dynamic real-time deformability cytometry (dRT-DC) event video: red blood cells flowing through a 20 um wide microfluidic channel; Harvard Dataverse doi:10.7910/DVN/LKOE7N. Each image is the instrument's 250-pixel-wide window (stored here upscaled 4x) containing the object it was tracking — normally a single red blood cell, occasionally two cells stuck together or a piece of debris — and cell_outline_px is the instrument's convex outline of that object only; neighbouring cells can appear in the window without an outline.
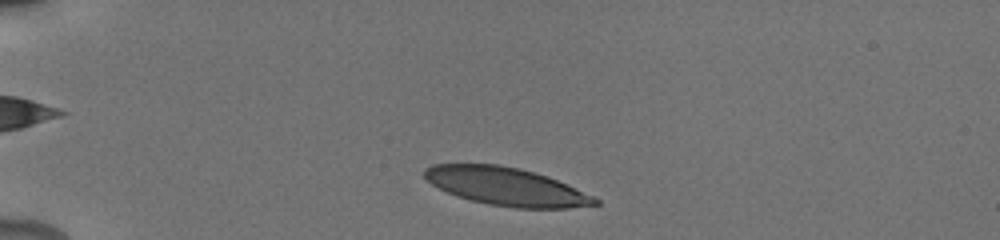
{"species": "human", "species_latin": "Homo sapiens", "temperature_condition": "cold", "stored_images_in_passage": 56, "camera_frame_rate_fps": 3000, "um_per_image_px": 0.085, "donor": {"sex": "male"}, "frame": {"image": 1, "passage_image": 3, "time_ms": 0.667, "image_size_px": [1000, 240], "cell_outline_px": [[600, 204], [568, 208], [516, 208], [488, 204], [456, 196], [432, 184], [424, 176], [424, 168], [432, 164], [500, 164], [520, 168], [556, 180], [592, 196], [600, 200]], "centroid_in_image_um": [42.99, 15.85], "position_along_channel_um": 42.0, "area_um2": 37.28}}
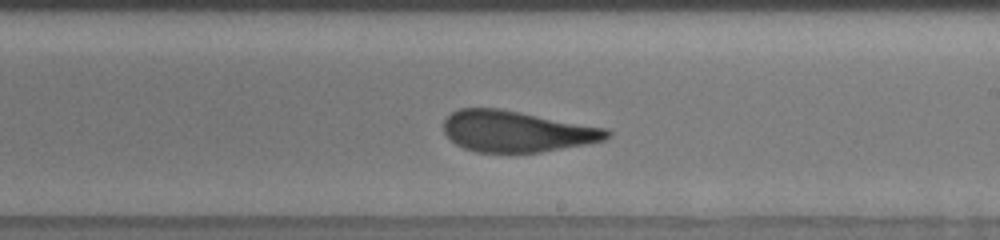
{"frame": {"image": 2, "passage_image": 33, "time_ms": 7.333, "image_size_px": [1000, 240], "cell_outline_px": [[612, 132], [604, 140], [588, 144], [516, 156], [476, 152], [464, 148], [456, 144], [444, 132], [444, 120], [452, 112], [460, 108], [500, 108], [608, 128]], "centroid_in_image_um": [43.93, 11.2], "position_along_channel_um": 245.1, "area_um2": 40.11}}
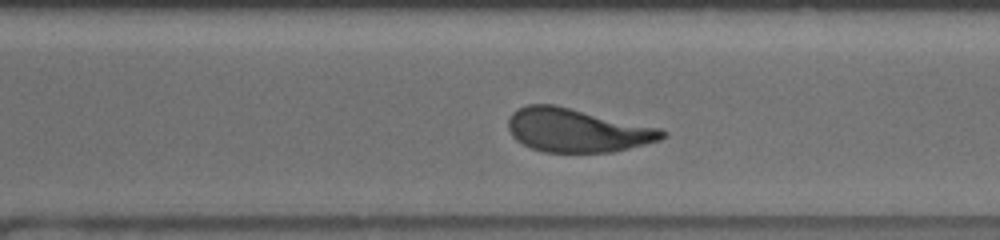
{"frame": {"image": 3, "passage_image": 42, "time_ms": 9.333, "image_size_px": [1000, 240], "cell_outline_px": [[668, 132], [660, 140], [612, 152], [544, 152], [532, 148], [516, 140], [512, 136], [508, 128], [508, 120], [512, 112], [528, 104], [556, 104], [660, 128]], "centroid_in_image_um": [49.04, 11.06], "position_along_channel_um": 321.6, "area_um2": 39.07}, "authors_computed_cell_mechanics": {"area_um2": 39.9109, "velocity_mm_per_s": 3.8209, "shape_relaxation_time_tau1_ms": 5.4921, "shape_relaxation_time_tau2_ms": 0.9376, "deformation_change_tau1": 0.2074, "deformation_change_tau2": 0.1017}}